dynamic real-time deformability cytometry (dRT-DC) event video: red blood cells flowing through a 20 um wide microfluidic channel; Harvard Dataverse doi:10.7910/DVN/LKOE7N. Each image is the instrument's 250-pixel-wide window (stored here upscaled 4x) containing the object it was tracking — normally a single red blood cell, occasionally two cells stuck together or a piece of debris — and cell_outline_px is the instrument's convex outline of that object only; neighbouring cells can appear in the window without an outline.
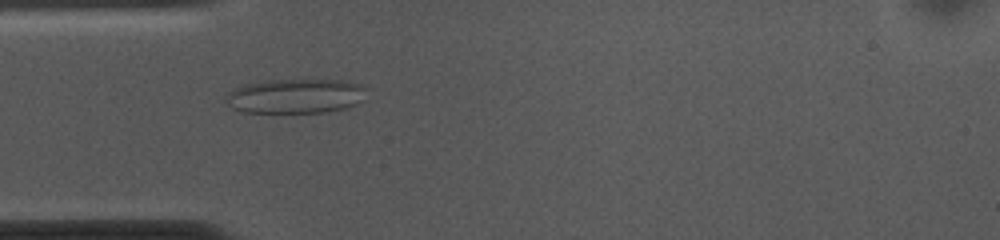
{"species": "common noctule bat (a hibernating species)", "species_latin": "Nyctalus noctula", "temperature_condition": "cold", "stored_images_in_passage": 10, "camera_frame_rate_fps": 3000, "um_per_image_px": 0.085, "animal": {"sex": "female", "body_mass_g": 10.0, "forearm_length_mm": 53.1}, "frame": {"image": 1, "passage_image": 1, "time_ms": 0.0, "image_size_px": [1000, 240], "cell_outline_px": [[364, 100], [356, 104], [344, 108], [324, 112], [244, 112], [232, 108], [228, 104], [228, 92], [232, 88], [244, 84], [264, 80], [344, 80], [360, 84], [364, 88]], "centroid_in_image_um": [25.11, 8.15], "position_along_channel_um": 59.9, "area_um2": 28.21}}